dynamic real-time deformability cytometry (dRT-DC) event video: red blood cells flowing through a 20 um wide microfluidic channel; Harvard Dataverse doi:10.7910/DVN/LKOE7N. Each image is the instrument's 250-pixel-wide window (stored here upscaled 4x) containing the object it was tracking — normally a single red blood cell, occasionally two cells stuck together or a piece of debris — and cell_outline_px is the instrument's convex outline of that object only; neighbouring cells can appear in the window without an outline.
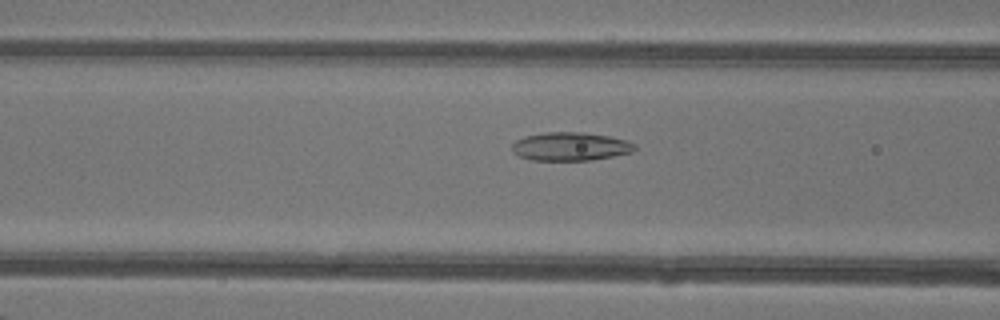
{"species": "common noctule bat (a hibernating species)", "species_latin": "Nyctalus noctula", "temperature_condition": "warm", "stored_images_in_passage": 48, "camera_frame_rate_fps": 3000, "um_per_image_px": 0.085, "animal": {"sex": "female"}, "frame": {"image": 1, "passage_image": 20, "time_ms": 6.333, "image_size_px": [1000, 320], "cell_outline_px": [[636, 148], [632, 152], [592, 160], [532, 160], [520, 156], [512, 152], [512, 144], [516, 140], [524, 136], [544, 132], [584, 132], [608, 136], [628, 140], [636, 144]], "centroid_in_image_um": [48.49, 12.44], "position_along_channel_um": 118.1, "area_um2": 20.4}}
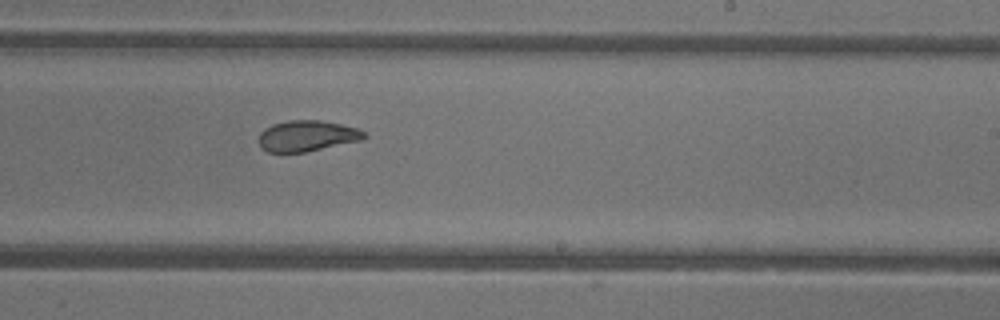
{"frame": {"image": 2, "passage_image": 30, "time_ms": 9.667, "image_size_px": [1000, 320], "cell_outline_px": [[368, 136], [360, 140], [304, 152], [268, 152], [260, 148], [260, 132], [264, 128], [272, 124], [288, 120], [320, 120], [340, 124], [356, 128], [364, 132]], "centroid_in_image_um": [26.06, 11.54], "position_along_channel_um": 262.9, "area_um2": 18.79}}
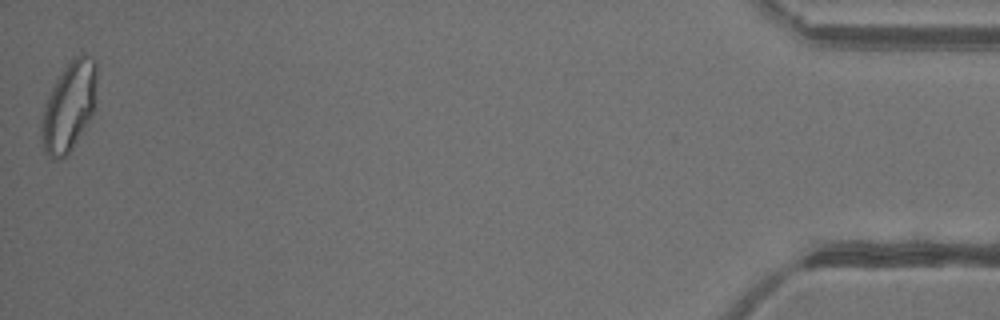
{"frame": {"image": 3, "passage_image": 48, "time_ms": 15.667, "image_size_px": [1000, 320], "cell_outline_px": [[96, 108], [92, 116], [72, 148], [64, 156], [56, 160], [52, 160], [44, 152], [40, 128], [44, 104], [56, 80], [68, 64], [76, 56], [84, 52], [96, 60]], "centroid_in_image_um": [5.88, 9.05], "position_along_channel_um": 429.3, "area_um2": 28.9}, "authors_computed_cell_mechanics": {"area_um2": 22.831, "velocity_mm_per_s": 4.3515, "shape_relaxation_time_tau1_ms": 6.2348, "shape_relaxation_time_tau2_ms": 1.4487, "deformation_change_tau1": 0.1984, "deformation_change_tau2": 0.0773}}